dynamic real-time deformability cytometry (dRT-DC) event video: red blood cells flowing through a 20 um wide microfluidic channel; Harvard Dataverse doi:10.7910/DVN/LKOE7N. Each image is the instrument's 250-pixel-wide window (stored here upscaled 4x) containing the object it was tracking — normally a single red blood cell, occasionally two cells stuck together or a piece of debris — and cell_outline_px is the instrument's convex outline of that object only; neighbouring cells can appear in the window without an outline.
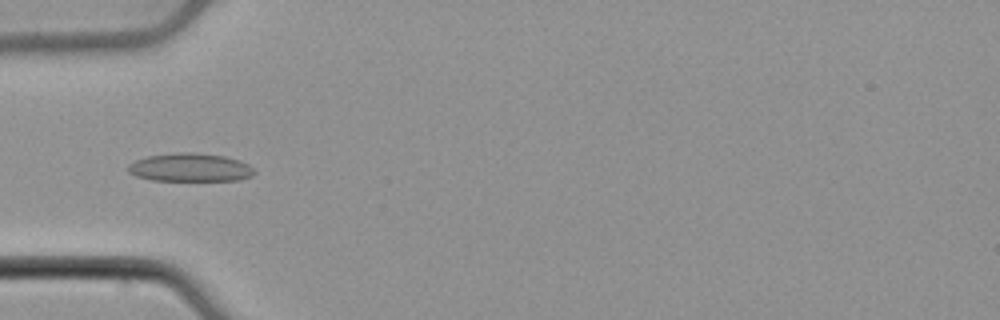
{"species": "common noctule bat (a hibernating species)", "species_latin": "Nyctalus noctula", "temperature_condition": "cold", "stored_images_in_passage": 37, "camera_frame_rate_fps": 3000, "um_per_image_px": 0.085, "animal": {"sex": "male", "body_mass_g": 21.5, "forearm_length_mm": 52.0}, "frame": {"image": 1, "passage_image": 1, "time_ms": 0.0, "image_size_px": [1000, 320], "cell_outline_px": [[256, 172], [252, 176], [240, 180], [152, 180], [136, 176], [128, 172], [128, 164], [136, 160], [148, 156], [176, 152], [192, 152], [224, 156], [240, 160], [248, 164]], "centroid_in_image_um": [16.17, 14.23], "position_along_channel_um": 68.8, "area_um2": 20.81}}
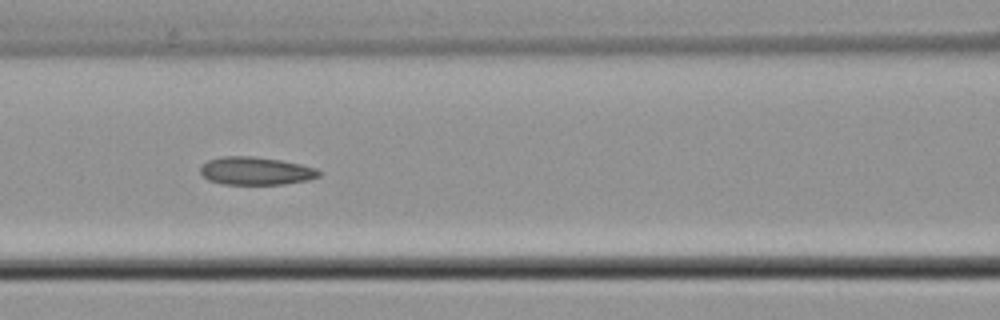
{"frame": {"image": 2, "passage_image": 7, "time_ms": 2.0, "image_size_px": [1000, 320], "cell_outline_px": [[320, 176], [308, 180], [284, 184], [224, 184], [208, 180], [200, 172], [200, 168], [208, 160], [224, 156], [252, 156], [280, 160], [300, 164], [316, 168], [320, 172]], "centroid_in_image_um": [21.75, 14.53], "position_along_channel_um": 144.9, "area_um2": 19.19}}
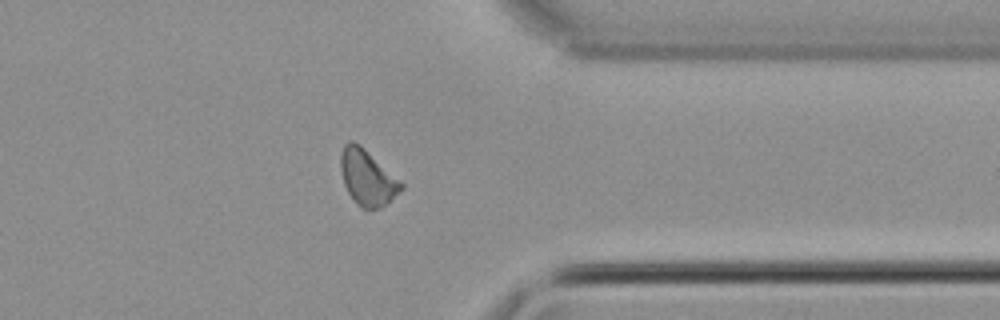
{"frame": {"image": 3, "passage_image": 26, "time_ms": 8.333, "image_size_px": [1000, 320], "cell_outline_px": [[404, 188], [380, 208], [360, 208], [356, 204], [348, 192], [344, 184], [340, 168], [340, 152], [344, 144], [348, 140], [352, 140], [360, 144], [404, 184]], "centroid_in_image_um": [31.19, 15.07], "position_along_channel_um": 380.2, "area_um2": 19.54}, "authors_computed_cell_mechanics": {"area_um2": 19.4208, "velocity_mm_per_s": 3.8407, "shape_relaxation_time_tau1_ms": 4.6748, "shape_relaxation_time_tau2_ms": 3.853, "deformation_change_tau1": 0.0764, "deformation_change_tau2": 0.0827}}